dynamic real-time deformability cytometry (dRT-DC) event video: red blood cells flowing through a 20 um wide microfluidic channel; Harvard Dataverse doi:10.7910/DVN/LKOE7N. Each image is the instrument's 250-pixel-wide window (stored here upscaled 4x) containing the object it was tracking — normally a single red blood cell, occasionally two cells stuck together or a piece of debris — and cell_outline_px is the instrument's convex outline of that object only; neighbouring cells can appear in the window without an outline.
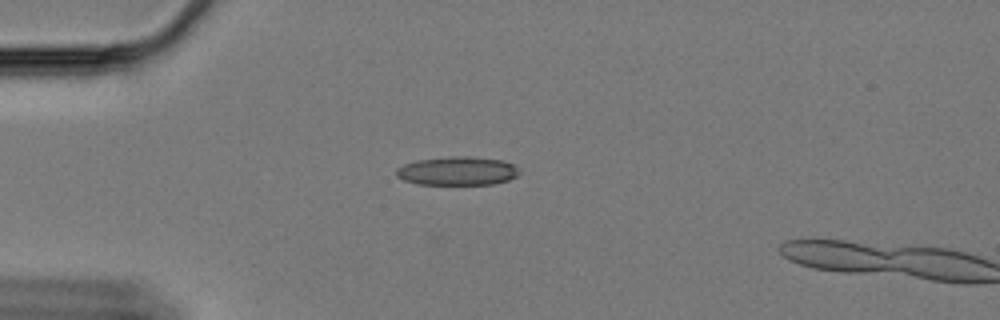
{"species": "Egyptian fruit bat (a non-hibernating species)", "species_latin": "Rousettus aegyptiacus", "temperature_condition": "cold", "stored_images_in_passage": 5, "camera_frame_rate_fps": 3000, "um_per_image_px": 0.085, "animal": {"sex": "female"}, "frame": {"image": 1, "passage_image": 3, "time_ms": 0.667, "image_size_px": [1000, 320], "cell_outline_px": [[520, 172], [516, 176], [508, 180], [492, 184], [416, 184], [404, 180], [396, 176], [396, 168], [404, 164], [416, 160], [452, 156], [464, 156], [500, 160], [512, 164]], "centroid_in_image_um": [38.83, 14.53], "position_along_channel_um": 46.2, "area_um2": 20.35}}